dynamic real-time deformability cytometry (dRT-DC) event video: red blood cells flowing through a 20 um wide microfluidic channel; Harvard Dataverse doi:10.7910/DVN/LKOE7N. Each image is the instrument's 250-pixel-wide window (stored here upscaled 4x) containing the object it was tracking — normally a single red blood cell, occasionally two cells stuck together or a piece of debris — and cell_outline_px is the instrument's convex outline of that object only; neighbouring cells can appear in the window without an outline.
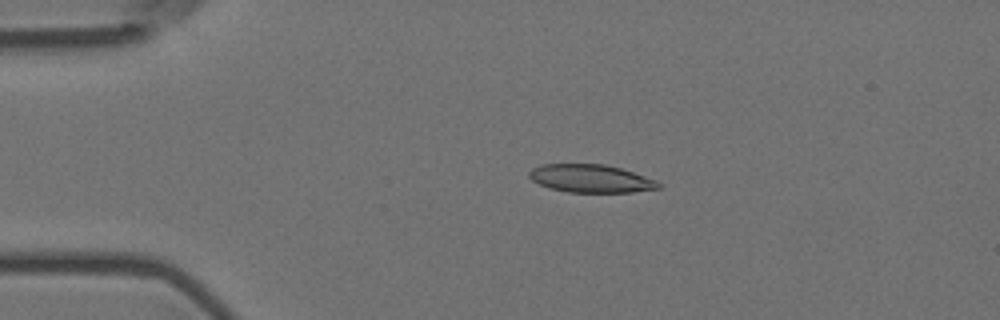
{"species": "Egyptian fruit bat (a non-hibernating species)", "species_latin": "Rousettus aegyptiacus", "temperature_condition": "room temperature", "stored_images_in_passage": 8, "camera_frame_rate_fps": 3000, "um_per_image_px": 0.085, "animal": {"sex": "female"}, "frame": {"image": 1, "passage_image": 3, "time_ms": 0.667, "image_size_px": [1000, 320], "cell_outline_px": [[664, 184], [660, 188], [632, 192], [568, 192], [548, 188], [532, 180], [528, 176], [528, 172], [532, 168], [540, 164], [604, 164], [620, 168], [656, 180]], "centroid_in_image_um": [50.21, 15.17], "position_along_channel_um": 34.8, "area_um2": 21.15}}
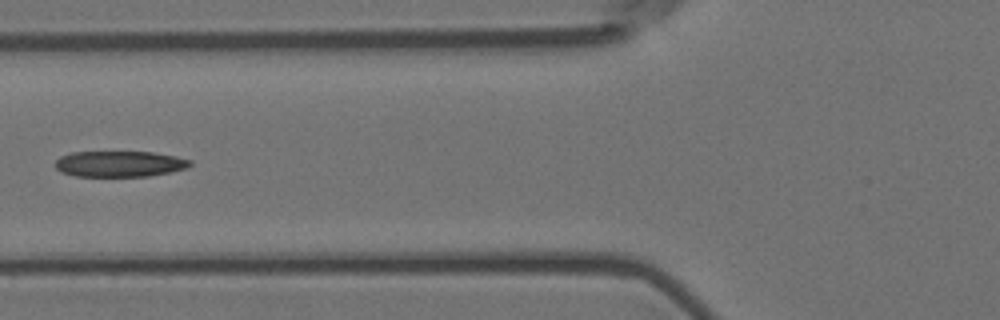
{"frame": {"image": 2, "passage_image": 5, "time_ms": 1.333, "image_size_px": [1000, 320], "cell_outline_px": [[192, 164], [188, 168], [172, 172], [148, 176], [76, 176], [60, 172], [56, 168], [56, 160], [60, 156], [72, 152], [152, 152], [176, 156], [192, 160]], "centroid_in_image_um": [10.2, 13.93], "position_along_channel_um": 115.6, "area_um2": 20.46}}
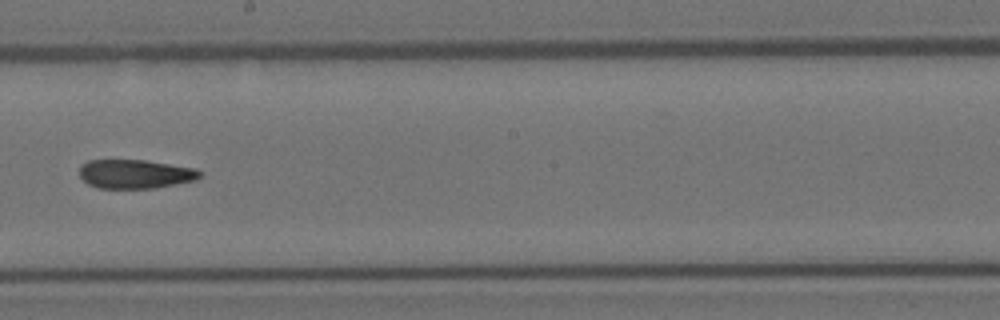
{"frame": {"image": 3, "passage_image": 8, "time_ms": 2.333, "image_size_px": [1000, 320], "cell_outline_px": [[204, 172], [196, 180], [156, 188], [96, 188], [88, 184], [80, 176], [80, 164], [88, 160], [144, 160], [196, 168]], "centroid_in_image_um": [11.5, 14.79], "position_along_channel_um": 236.7, "area_um2": 20.46}}